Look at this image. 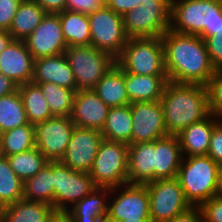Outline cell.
<instances>
[{"mask_svg":"<svg viewBox=\"0 0 222 222\" xmlns=\"http://www.w3.org/2000/svg\"><path fill=\"white\" fill-rule=\"evenodd\" d=\"M161 38L168 80L207 86L217 70L210 61L205 40L172 30Z\"/></svg>","mask_w":222,"mask_h":222,"instance_id":"6da1fadb","label":"cell"},{"mask_svg":"<svg viewBox=\"0 0 222 222\" xmlns=\"http://www.w3.org/2000/svg\"><path fill=\"white\" fill-rule=\"evenodd\" d=\"M160 101L168 135L177 136L211 114L208 87L204 85L168 81Z\"/></svg>","mask_w":222,"mask_h":222,"instance_id":"7a4b0ae2","label":"cell"},{"mask_svg":"<svg viewBox=\"0 0 222 222\" xmlns=\"http://www.w3.org/2000/svg\"><path fill=\"white\" fill-rule=\"evenodd\" d=\"M170 30L204 40L222 31V0H171Z\"/></svg>","mask_w":222,"mask_h":222,"instance_id":"3957f363","label":"cell"},{"mask_svg":"<svg viewBox=\"0 0 222 222\" xmlns=\"http://www.w3.org/2000/svg\"><path fill=\"white\" fill-rule=\"evenodd\" d=\"M218 167L208 155L183 157L176 178L191 206H200L217 195Z\"/></svg>","mask_w":222,"mask_h":222,"instance_id":"277c9868","label":"cell"},{"mask_svg":"<svg viewBox=\"0 0 222 222\" xmlns=\"http://www.w3.org/2000/svg\"><path fill=\"white\" fill-rule=\"evenodd\" d=\"M115 63L124 72L137 75H167L161 37L128 39Z\"/></svg>","mask_w":222,"mask_h":222,"instance_id":"5b68a950","label":"cell"},{"mask_svg":"<svg viewBox=\"0 0 222 222\" xmlns=\"http://www.w3.org/2000/svg\"><path fill=\"white\" fill-rule=\"evenodd\" d=\"M171 0H143L123 15L128 39L161 37L170 30Z\"/></svg>","mask_w":222,"mask_h":222,"instance_id":"8992f818","label":"cell"},{"mask_svg":"<svg viewBox=\"0 0 222 222\" xmlns=\"http://www.w3.org/2000/svg\"><path fill=\"white\" fill-rule=\"evenodd\" d=\"M90 176L96 187L115 188L128 183V145L103 139Z\"/></svg>","mask_w":222,"mask_h":222,"instance_id":"52a82bcc","label":"cell"},{"mask_svg":"<svg viewBox=\"0 0 222 222\" xmlns=\"http://www.w3.org/2000/svg\"><path fill=\"white\" fill-rule=\"evenodd\" d=\"M65 55L72 68L77 91L93 90L115 64V59L109 53L92 45L68 47Z\"/></svg>","mask_w":222,"mask_h":222,"instance_id":"ba28073f","label":"cell"},{"mask_svg":"<svg viewBox=\"0 0 222 222\" xmlns=\"http://www.w3.org/2000/svg\"><path fill=\"white\" fill-rule=\"evenodd\" d=\"M151 222H168L191 205L177 178L157 179L146 183Z\"/></svg>","mask_w":222,"mask_h":222,"instance_id":"9c48e42d","label":"cell"},{"mask_svg":"<svg viewBox=\"0 0 222 222\" xmlns=\"http://www.w3.org/2000/svg\"><path fill=\"white\" fill-rule=\"evenodd\" d=\"M90 22V45L109 53L116 59L127 43L123 16L116 14L107 5L88 15Z\"/></svg>","mask_w":222,"mask_h":222,"instance_id":"30bf717a","label":"cell"},{"mask_svg":"<svg viewBox=\"0 0 222 222\" xmlns=\"http://www.w3.org/2000/svg\"><path fill=\"white\" fill-rule=\"evenodd\" d=\"M53 181L55 211L66 212L96 188L90 173L72 170L60 161H53Z\"/></svg>","mask_w":222,"mask_h":222,"instance_id":"8fae6325","label":"cell"},{"mask_svg":"<svg viewBox=\"0 0 222 222\" xmlns=\"http://www.w3.org/2000/svg\"><path fill=\"white\" fill-rule=\"evenodd\" d=\"M114 195L115 197H113ZM111 198L113 199L111 200ZM107 215L118 221L151 220L146 184L127 183L111 188Z\"/></svg>","mask_w":222,"mask_h":222,"instance_id":"7c38bea8","label":"cell"},{"mask_svg":"<svg viewBox=\"0 0 222 222\" xmlns=\"http://www.w3.org/2000/svg\"><path fill=\"white\" fill-rule=\"evenodd\" d=\"M75 126L70 116H53L35 124V147L49 161H60Z\"/></svg>","mask_w":222,"mask_h":222,"instance_id":"4fadbf2b","label":"cell"},{"mask_svg":"<svg viewBox=\"0 0 222 222\" xmlns=\"http://www.w3.org/2000/svg\"><path fill=\"white\" fill-rule=\"evenodd\" d=\"M132 115L131 144L151 142L168 135L161 101L130 103Z\"/></svg>","mask_w":222,"mask_h":222,"instance_id":"5bb4252c","label":"cell"},{"mask_svg":"<svg viewBox=\"0 0 222 222\" xmlns=\"http://www.w3.org/2000/svg\"><path fill=\"white\" fill-rule=\"evenodd\" d=\"M103 139L99 130L75 126L60 162L72 170L90 173Z\"/></svg>","mask_w":222,"mask_h":222,"instance_id":"9a60e30c","label":"cell"},{"mask_svg":"<svg viewBox=\"0 0 222 222\" xmlns=\"http://www.w3.org/2000/svg\"><path fill=\"white\" fill-rule=\"evenodd\" d=\"M24 42L34 60L63 54L68 48L59 15L53 13H47Z\"/></svg>","mask_w":222,"mask_h":222,"instance_id":"2e32d148","label":"cell"},{"mask_svg":"<svg viewBox=\"0 0 222 222\" xmlns=\"http://www.w3.org/2000/svg\"><path fill=\"white\" fill-rule=\"evenodd\" d=\"M109 110L94 90L76 91L70 119L77 127L102 131Z\"/></svg>","mask_w":222,"mask_h":222,"instance_id":"e0dca14e","label":"cell"},{"mask_svg":"<svg viewBox=\"0 0 222 222\" xmlns=\"http://www.w3.org/2000/svg\"><path fill=\"white\" fill-rule=\"evenodd\" d=\"M34 59L24 41L14 39L0 53V72L18 85L32 82Z\"/></svg>","mask_w":222,"mask_h":222,"instance_id":"ac0fdd59","label":"cell"},{"mask_svg":"<svg viewBox=\"0 0 222 222\" xmlns=\"http://www.w3.org/2000/svg\"><path fill=\"white\" fill-rule=\"evenodd\" d=\"M32 82L35 84L51 82L77 91L73 71L65 53L35 59Z\"/></svg>","mask_w":222,"mask_h":222,"instance_id":"d6986e66","label":"cell"},{"mask_svg":"<svg viewBox=\"0 0 222 222\" xmlns=\"http://www.w3.org/2000/svg\"><path fill=\"white\" fill-rule=\"evenodd\" d=\"M221 120L211 113L201 121L183 129L177 135L183 157L207 155L214 127Z\"/></svg>","mask_w":222,"mask_h":222,"instance_id":"ffe728a7","label":"cell"},{"mask_svg":"<svg viewBox=\"0 0 222 222\" xmlns=\"http://www.w3.org/2000/svg\"><path fill=\"white\" fill-rule=\"evenodd\" d=\"M183 159L177 136H166L155 140L154 180L177 177Z\"/></svg>","mask_w":222,"mask_h":222,"instance_id":"44dd1931","label":"cell"},{"mask_svg":"<svg viewBox=\"0 0 222 222\" xmlns=\"http://www.w3.org/2000/svg\"><path fill=\"white\" fill-rule=\"evenodd\" d=\"M155 141L128 145V183L146 184L154 180Z\"/></svg>","mask_w":222,"mask_h":222,"instance_id":"7402d4cb","label":"cell"},{"mask_svg":"<svg viewBox=\"0 0 222 222\" xmlns=\"http://www.w3.org/2000/svg\"><path fill=\"white\" fill-rule=\"evenodd\" d=\"M168 75H137L125 72V84L130 103L160 101Z\"/></svg>","mask_w":222,"mask_h":222,"instance_id":"603a6c76","label":"cell"},{"mask_svg":"<svg viewBox=\"0 0 222 222\" xmlns=\"http://www.w3.org/2000/svg\"><path fill=\"white\" fill-rule=\"evenodd\" d=\"M110 193L111 188L96 187L66 212L70 215L72 222H101V217L108 211Z\"/></svg>","mask_w":222,"mask_h":222,"instance_id":"cb8c5ba5","label":"cell"},{"mask_svg":"<svg viewBox=\"0 0 222 222\" xmlns=\"http://www.w3.org/2000/svg\"><path fill=\"white\" fill-rule=\"evenodd\" d=\"M94 92L108 107L129 105L125 72L115 63L98 81Z\"/></svg>","mask_w":222,"mask_h":222,"instance_id":"d4e9b609","label":"cell"},{"mask_svg":"<svg viewBox=\"0 0 222 222\" xmlns=\"http://www.w3.org/2000/svg\"><path fill=\"white\" fill-rule=\"evenodd\" d=\"M46 14L34 0H23L8 31L14 39L24 41L40 24Z\"/></svg>","mask_w":222,"mask_h":222,"instance_id":"484cf974","label":"cell"},{"mask_svg":"<svg viewBox=\"0 0 222 222\" xmlns=\"http://www.w3.org/2000/svg\"><path fill=\"white\" fill-rule=\"evenodd\" d=\"M54 212L51 205L21 199L5 207L1 222H47Z\"/></svg>","mask_w":222,"mask_h":222,"instance_id":"4316f807","label":"cell"},{"mask_svg":"<svg viewBox=\"0 0 222 222\" xmlns=\"http://www.w3.org/2000/svg\"><path fill=\"white\" fill-rule=\"evenodd\" d=\"M53 161H49L38 173L23 185V199L42 202L54 207Z\"/></svg>","mask_w":222,"mask_h":222,"instance_id":"83f0119b","label":"cell"},{"mask_svg":"<svg viewBox=\"0 0 222 222\" xmlns=\"http://www.w3.org/2000/svg\"><path fill=\"white\" fill-rule=\"evenodd\" d=\"M57 14L68 47L90 45L91 32L88 15L69 10Z\"/></svg>","mask_w":222,"mask_h":222,"instance_id":"f1b7e54d","label":"cell"},{"mask_svg":"<svg viewBox=\"0 0 222 222\" xmlns=\"http://www.w3.org/2000/svg\"><path fill=\"white\" fill-rule=\"evenodd\" d=\"M132 123L130 105L111 107L101 131L103 138L131 144Z\"/></svg>","mask_w":222,"mask_h":222,"instance_id":"f546056e","label":"cell"},{"mask_svg":"<svg viewBox=\"0 0 222 222\" xmlns=\"http://www.w3.org/2000/svg\"><path fill=\"white\" fill-rule=\"evenodd\" d=\"M27 119L31 124L43 122L51 117V110L38 84L28 82L18 86Z\"/></svg>","mask_w":222,"mask_h":222,"instance_id":"4dcf8cb0","label":"cell"},{"mask_svg":"<svg viewBox=\"0 0 222 222\" xmlns=\"http://www.w3.org/2000/svg\"><path fill=\"white\" fill-rule=\"evenodd\" d=\"M35 148V125L26 124L0 134V154L10 156Z\"/></svg>","mask_w":222,"mask_h":222,"instance_id":"1f68e13d","label":"cell"},{"mask_svg":"<svg viewBox=\"0 0 222 222\" xmlns=\"http://www.w3.org/2000/svg\"><path fill=\"white\" fill-rule=\"evenodd\" d=\"M29 124L19 91L0 97V134Z\"/></svg>","mask_w":222,"mask_h":222,"instance_id":"d6a6232c","label":"cell"},{"mask_svg":"<svg viewBox=\"0 0 222 222\" xmlns=\"http://www.w3.org/2000/svg\"><path fill=\"white\" fill-rule=\"evenodd\" d=\"M10 167L23 181L38 173L49 160L35 147L22 153L7 156Z\"/></svg>","mask_w":222,"mask_h":222,"instance_id":"836d02e7","label":"cell"},{"mask_svg":"<svg viewBox=\"0 0 222 222\" xmlns=\"http://www.w3.org/2000/svg\"><path fill=\"white\" fill-rule=\"evenodd\" d=\"M49 105L52 116H70L75 91L55 83H37Z\"/></svg>","mask_w":222,"mask_h":222,"instance_id":"e575fe53","label":"cell"},{"mask_svg":"<svg viewBox=\"0 0 222 222\" xmlns=\"http://www.w3.org/2000/svg\"><path fill=\"white\" fill-rule=\"evenodd\" d=\"M24 182L15 174L7 157L0 154V201L4 206L23 199Z\"/></svg>","mask_w":222,"mask_h":222,"instance_id":"d590c367","label":"cell"},{"mask_svg":"<svg viewBox=\"0 0 222 222\" xmlns=\"http://www.w3.org/2000/svg\"><path fill=\"white\" fill-rule=\"evenodd\" d=\"M208 87L210 111L222 119V71H217L210 79Z\"/></svg>","mask_w":222,"mask_h":222,"instance_id":"8d00e7d4","label":"cell"},{"mask_svg":"<svg viewBox=\"0 0 222 222\" xmlns=\"http://www.w3.org/2000/svg\"><path fill=\"white\" fill-rule=\"evenodd\" d=\"M210 61L217 71H222V31L205 39Z\"/></svg>","mask_w":222,"mask_h":222,"instance_id":"74e56055","label":"cell"},{"mask_svg":"<svg viewBox=\"0 0 222 222\" xmlns=\"http://www.w3.org/2000/svg\"><path fill=\"white\" fill-rule=\"evenodd\" d=\"M199 207L203 222H222V196L216 195Z\"/></svg>","mask_w":222,"mask_h":222,"instance_id":"f35d334b","label":"cell"},{"mask_svg":"<svg viewBox=\"0 0 222 222\" xmlns=\"http://www.w3.org/2000/svg\"><path fill=\"white\" fill-rule=\"evenodd\" d=\"M106 0H67L66 10L92 14L106 6Z\"/></svg>","mask_w":222,"mask_h":222,"instance_id":"ab89813d","label":"cell"},{"mask_svg":"<svg viewBox=\"0 0 222 222\" xmlns=\"http://www.w3.org/2000/svg\"><path fill=\"white\" fill-rule=\"evenodd\" d=\"M23 0H0V30L8 31Z\"/></svg>","mask_w":222,"mask_h":222,"instance_id":"60d3db41","label":"cell"},{"mask_svg":"<svg viewBox=\"0 0 222 222\" xmlns=\"http://www.w3.org/2000/svg\"><path fill=\"white\" fill-rule=\"evenodd\" d=\"M207 155L216 163H222V120L214 127Z\"/></svg>","mask_w":222,"mask_h":222,"instance_id":"b9f144b4","label":"cell"},{"mask_svg":"<svg viewBox=\"0 0 222 222\" xmlns=\"http://www.w3.org/2000/svg\"><path fill=\"white\" fill-rule=\"evenodd\" d=\"M106 5L116 14L125 15L140 5L143 0H106Z\"/></svg>","mask_w":222,"mask_h":222,"instance_id":"7bdbcfd3","label":"cell"},{"mask_svg":"<svg viewBox=\"0 0 222 222\" xmlns=\"http://www.w3.org/2000/svg\"><path fill=\"white\" fill-rule=\"evenodd\" d=\"M168 222H203L201 209L199 206H191Z\"/></svg>","mask_w":222,"mask_h":222,"instance_id":"ee69618b","label":"cell"},{"mask_svg":"<svg viewBox=\"0 0 222 222\" xmlns=\"http://www.w3.org/2000/svg\"><path fill=\"white\" fill-rule=\"evenodd\" d=\"M46 13L57 14L66 10L67 0H34Z\"/></svg>","mask_w":222,"mask_h":222,"instance_id":"f6af8a7d","label":"cell"},{"mask_svg":"<svg viewBox=\"0 0 222 222\" xmlns=\"http://www.w3.org/2000/svg\"><path fill=\"white\" fill-rule=\"evenodd\" d=\"M18 84L0 72V97L12 94L18 90Z\"/></svg>","mask_w":222,"mask_h":222,"instance_id":"bcb514c9","label":"cell"},{"mask_svg":"<svg viewBox=\"0 0 222 222\" xmlns=\"http://www.w3.org/2000/svg\"><path fill=\"white\" fill-rule=\"evenodd\" d=\"M47 222H72V219L67 212L55 211Z\"/></svg>","mask_w":222,"mask_h":222,"instance_id":"7dc6e473","label":"cell"},{"mask_svg":"<svg viewBox=\"0 0 222 222\" xmlns=\"http://www.w3.org/2000/svg\"><path fill=\"white\" fill-rule=\"evenodd\" d=\"M13 40L14 38L9 31L0 30V53L5 50Z\"/></svg>","mask_w":222,"mask_h":222,"instance_id":"c3c4849f","label":"cell"},{"mask_svg":"<svg viewBox=\"0 0 222 222\" xmlns=\"http://www.w3.org/2000/svg\"><path fill=\"white\" fill-rule=\"evenodd\" d=\"M217 195L222 196V163H220L218 167Z\"/></svg>","mask_w":222,"mask_h":222,"instance_id":"681fc988","label":"cell"},{"mask_svg":"<svg viewBox=\"0 0 222 222\" xmlns=\"http://www.w3.org/2000/svg\"><path fill=\"white\" fill-rule=\"evenodd\" d=\"M101 222H118V220L110 217L109 215H104L101 217Z\"/></svg>","mask_w":222,"mask_h":222,"instance_id":"f907efd6","label":"cell"},{"mask_svg":"<svg viewBox=\"0 0 222 222\" xmlns=\"http://www.w3.org/2000/svg\"><path fill=\"white\" fill-rule=\"evenodd\" d=\"M4 211H5V206H4V204L0 201V222L2 221Z\"/></svg>","mask_w":222,"mask_h":222,"instance_id":"816d5d0a","label":"cell"},{"mask_svg":"<svg viewBox=\"0 0 222 222\" xmlns=\"http://www.w3.org/2000/svg\"><path fill=\"white\" fill-rule=\"evenodd\" d=\"M118 222H151V220H121V221H118Z\"/></svg>","mask_w":222,"mask_h":222,"instance_id":"f5cc1de1","label":"cell"}]
</instances>
